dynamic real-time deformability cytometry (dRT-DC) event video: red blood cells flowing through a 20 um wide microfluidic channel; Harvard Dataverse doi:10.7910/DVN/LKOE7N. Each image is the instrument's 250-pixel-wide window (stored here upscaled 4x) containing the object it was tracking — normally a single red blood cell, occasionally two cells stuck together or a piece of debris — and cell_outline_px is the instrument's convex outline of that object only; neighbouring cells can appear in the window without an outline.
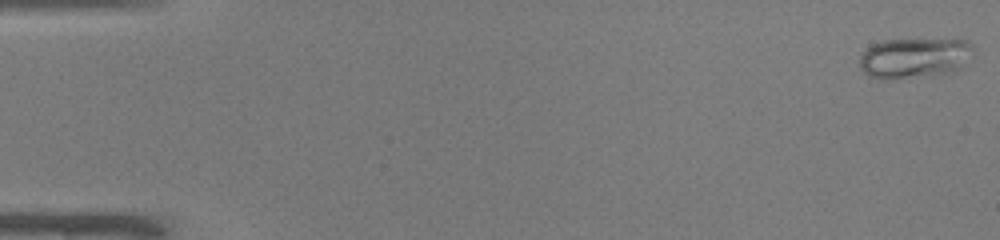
{"species": "common noctule bat (a hibernating species)", "species_latin": "Nyctalus noctula", "temperature_condition": "warm", "stored_images_in_passage": 50, "camera_frame_rate_fps": 3000, "um_per_image_px": 0.085, "animal": {"sex": "male", "body_mass_g": 19.0, "forearm_length_mm": 50.8}, "frame": {"image": 1, "passage_image": 1, "time_ms": 0.0, "image_size_px": [1000, 240], "cell_outline_px": [[972, 48], [960, 68], [952, 72], [932, 76], [888, 80], [880, 80], [868, 76], [860, 68], [860, 56], [872, 44], [884, 40], [968, 40], [972, 44]], "centroid_in_image_um": [77.65, 4.96], "position_along_channel_um": 7.3, "area_um2": 26.65}}
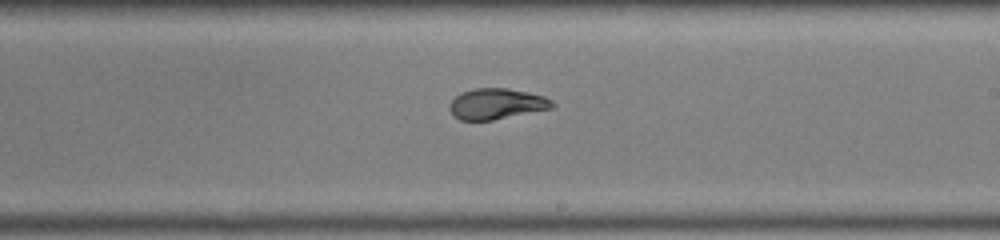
{"frame": {"image": 2, "passage_image": 30, "time_ms": 9.667, "image_size_px": [1000, 240], "cell_outline_px": [[556, 104], [552, 108], [492, 120], [460, 120], [448, 108], [452, 100], [460, 92], [472, 88], [508, 88], [528, 92], [544, 96], [552, 100]], "centroid_in_image_um": [42.21, 8.81], "position_along_channel_um": 246.8, "area_um2": 18.38}}
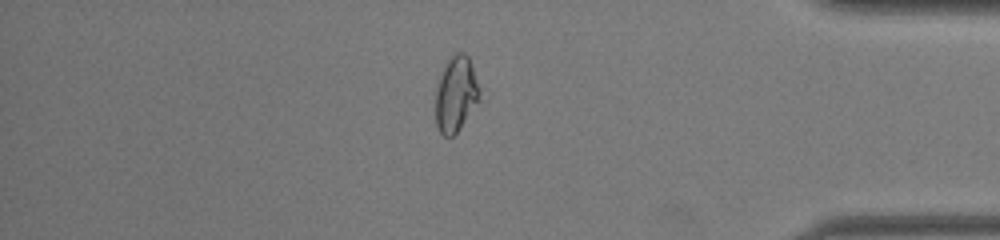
{"frame": {"image": 3, "passage_image": 43, "time_ms": 14.0, "image_size_px": [1000, 240], "cell_outline_px": [[480, 100], [460, 128], [452, 136], [444, 136], [440, 132], [436, 124], [436, 84], [444, 64], [456, 52], [464, 52], [468, 56], [472, 64], [480, 88]], "centroid_in_image_um": [38.76, 7.97], "position_along_channel_um": 396.4, "area_um2": 19.54}}